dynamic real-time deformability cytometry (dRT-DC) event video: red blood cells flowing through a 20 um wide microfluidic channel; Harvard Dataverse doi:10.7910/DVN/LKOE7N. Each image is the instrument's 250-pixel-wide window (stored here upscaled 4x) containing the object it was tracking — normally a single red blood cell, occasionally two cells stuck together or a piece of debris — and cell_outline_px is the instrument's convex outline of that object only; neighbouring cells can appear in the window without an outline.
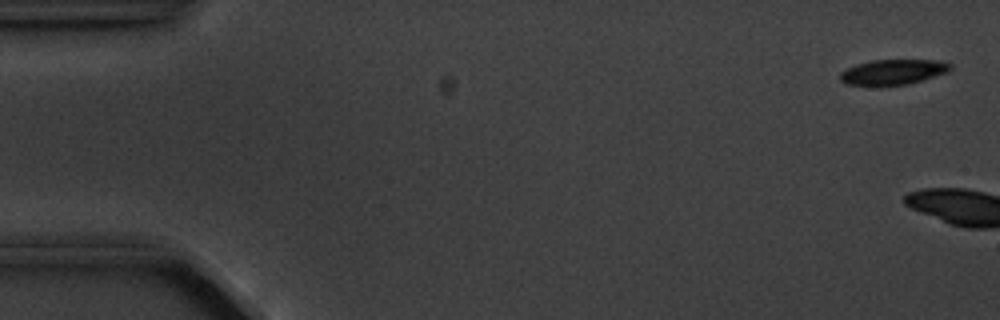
{"species": "common noctule bat (a hibernating species)", "species_latin": "Nyctalus noctula", "temperature_condition": "cold", "stored_images_in_passage": 7, "camera_frame_rate_fps": 3000, "um_per_image_px": 0.085, "animal": {"sex": "male", "body_mass_g": 20.1, "forearm_length_mm": 53.5}, "frame": {"image": 1, "passage_image": 1, "time_ms": 0.0, "image_size_px": [1000, 320], "cell_outline_px": [[952, 68], [948, 72], [908, 84], [844, 84], [840, 80], [840, 72], [856, 64], [872, 60], [940, 60], [952, 64]], "centroid_in_image_um": [75.94, 6.09], "position_along_channel_um": 9.1, "area_um2": 15.9}}